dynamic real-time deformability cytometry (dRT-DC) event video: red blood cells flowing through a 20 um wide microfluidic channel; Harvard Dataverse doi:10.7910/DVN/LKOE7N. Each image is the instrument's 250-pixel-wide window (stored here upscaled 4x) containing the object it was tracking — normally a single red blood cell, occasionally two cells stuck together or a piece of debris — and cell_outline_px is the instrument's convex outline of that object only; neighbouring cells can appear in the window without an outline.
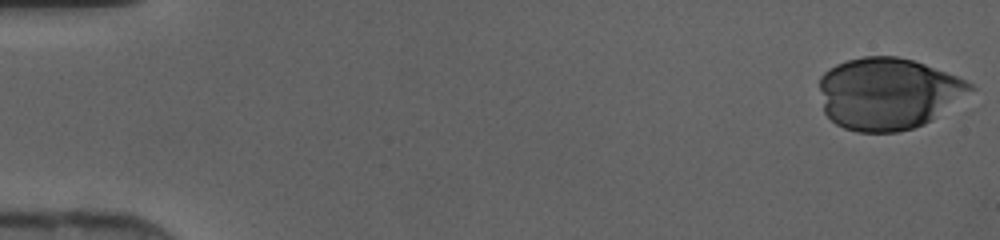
{"species": "human", "species_latin": "Homo sapiens", "temperature_condition": "cold", "stored_images_in_passage": 40, "camera_frame_rate_fps": 3000, "um_per_image_px": 0.085, "donor": {"sex": "female"}, "frame": {"image": 1, "passage_image": 1, "time_ms": 0.0, "image_size_px": [1000, 240], "cell_outline_px": [[976, 88], [932, 120], [924, 124], [912, 128], [896, 132], [856, 132], [844, 128], [836, 124], [824, 112], [820, 88], [820, 76], [828, 68], [836, 64], [848, 60], [864, 56], [896, 56], [912, 60], [924, 64], [956, 76], [972, 84]], "centroid_in_image_um": [75.46, 7.95], "position_along_channel_um": 9.5, "area_um2": 62.89}}